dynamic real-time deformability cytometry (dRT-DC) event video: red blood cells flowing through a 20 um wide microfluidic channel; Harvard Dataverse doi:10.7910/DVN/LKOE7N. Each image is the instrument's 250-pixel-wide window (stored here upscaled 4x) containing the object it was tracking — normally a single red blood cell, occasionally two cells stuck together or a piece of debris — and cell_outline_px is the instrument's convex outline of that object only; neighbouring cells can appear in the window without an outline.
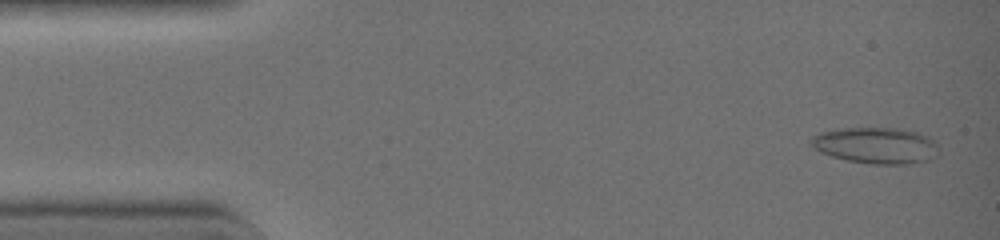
{"species": "common noctule bat (a hibernating species)", "species_latin": "Nyctalus noctula", "temperature_condition": "warm", "stored_images_in_passage": 24, "camera_frame_rate_fps": 3000, "um_per_image_px": 0.085, "animal": {"sex": "female", "body_mass_g": 19.0, "forearm_length_mm": 51.5}, "frame": {"image": 1, "passage_image": 2, "time_ms": 0.333, "image_size_px": [1000, 240], "cell_outline_px": [[936, 156], [932, 160], [912, 164], [868, 164], [844, 160], [820, 152], [812, 144], [812, 136], [824, 132], [848, 128], [892, 128], [916, 132], [932, 140], [936, 144]], "centroid_in_image_um": [74.47, 12.39], "position_along_channel_um": 10.5, "area_um2": 26.59}}
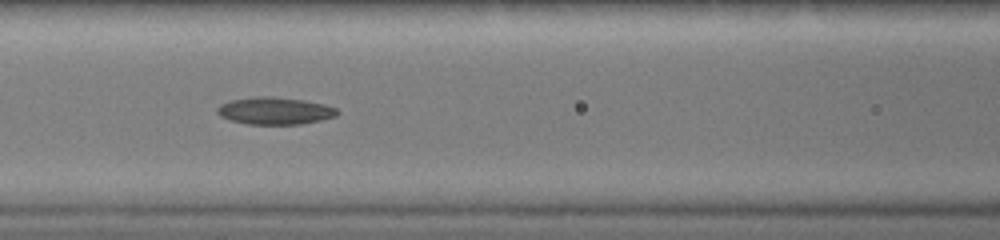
{"frame": {"image": 2, "passage_image": 19, "time_ms": 6.0, "image_size_px": [1000, 240], "cell_outline_px": [[336, 116], [320, 120], [300, 124], [248, 124], [232, 120], [220, 116], [216, 112], [220, 104], [232, 100], [256, 96], [272, 96], [304, 100], [324, 104], [336, 108]], "centroid_in_image_um": [23.35, 9.41], "position_along_channel_um": 143.3, "area_um2": 18.84}}
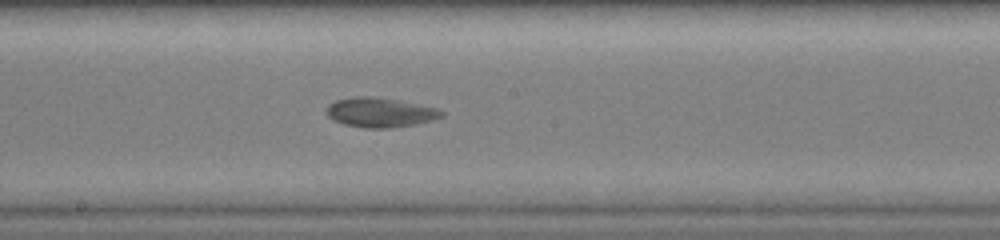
{"frame": {"image": 3, "passage_image": 24, "time_ms": 7.667, "image_size_px": [1000, 240], "cell_outline_px": [[444, 116], [432, 120], [416, 124], [392, 128], [364, 128], [344, 124], [328, 116], [328, 104], [336, 100], [356, 96], [368, 96], [396, 100], [436, 108], [444, 112]], "centroid_in_image_um": [32.32, 9.56], "position_along_channel_um": 215.9, "area_um2": 19.54}}